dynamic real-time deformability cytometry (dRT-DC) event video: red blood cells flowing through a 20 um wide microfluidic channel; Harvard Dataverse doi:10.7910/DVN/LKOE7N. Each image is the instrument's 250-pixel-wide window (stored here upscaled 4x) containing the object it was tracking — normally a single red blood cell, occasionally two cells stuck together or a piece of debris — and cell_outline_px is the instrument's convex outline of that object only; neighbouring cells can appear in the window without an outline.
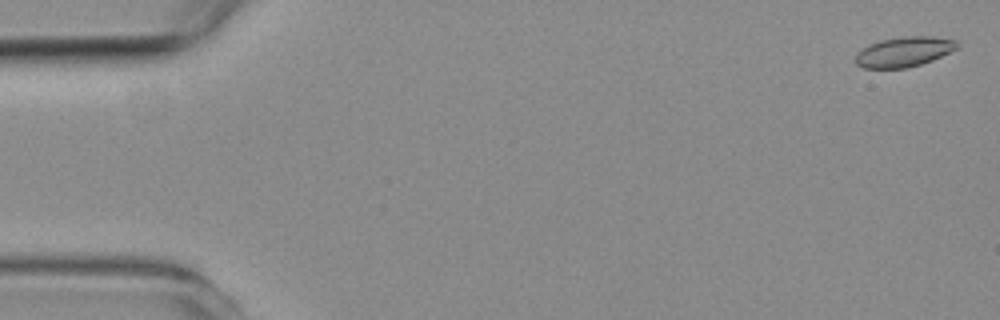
{"species": "common noctule bat (a hibernating species)", "species_latin": "Nyctalus noctula", "temperature_condition": "room temperature", "stored_images_in_passage": 4, "camera_frame_rate_fps": 3000, "um_per_image_px": 0.085, "animal": {"sex": "female", "body_mass_g": 19.3, "forearm_length_mm": 54.1}, "frame": {"image": 1, "passage_image": 1, "time_ms": 0.0, "image_size_px": [1000, 320], "cell_outline_px": [[956, 48], [932, 60], [908, 68], [864, 68], [856, 64], [856, 52], [872, 44], [884, 40], [904, 36], [932, 36], [956, 40]], "centroid_in_image_um": [76.82, 4.41], "position_along_channel_um": 8.2, "area_um2": 17.34}}
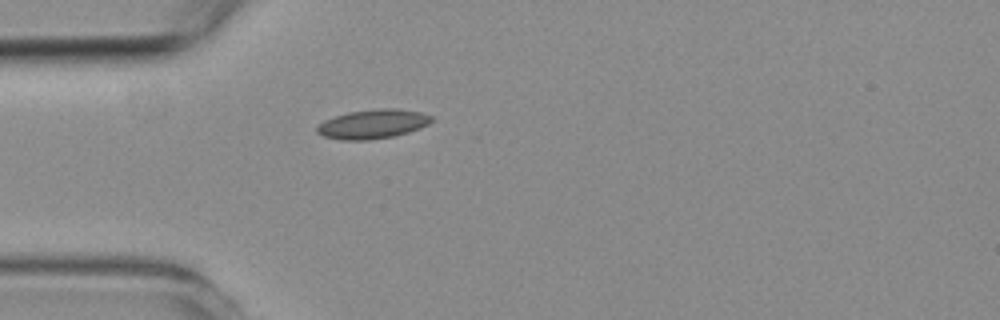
{"frame": {"image": 2, "passage_image": 4, "time_ms": 4.667, "image_size_px": [1000, 320], "cell_outline_px": [[432, 120], [428, 124], [420, 128], [396, 136], [368, 140], [340, 140], [324, 136], [316, 132], [316, 128], [324, 120], [348, 112], [380, 108], [396, 108], [420, 112], [432, 116]], "centroid_in_image_um": [31.69, 10.55], "position_along_channel_um": 53.3, "area_um2": 19.48}}